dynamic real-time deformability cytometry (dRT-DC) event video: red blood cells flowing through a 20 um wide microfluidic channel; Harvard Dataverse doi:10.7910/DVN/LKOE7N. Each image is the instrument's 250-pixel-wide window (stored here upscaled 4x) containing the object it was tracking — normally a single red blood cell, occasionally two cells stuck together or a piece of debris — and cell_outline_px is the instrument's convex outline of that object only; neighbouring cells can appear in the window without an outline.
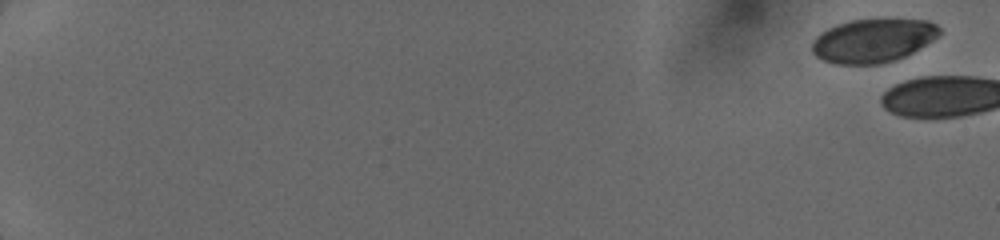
{"species": "human", "species_latin": "Homo sapiens", "temperature_condition": "cold", "stored_images_in_passage": 11, "camera_frame_rate_fps": 3000, "um_per_image_px": 0.085, "donor": {"sex": "female"}, "frame": {"image": 1, "passage_image": 1, "time_ms": 0.0, "image_size_px": [1000, 240], "cell_outline_px": [[940, 36], [912, 52], [896, 60], [880, 64], [836, 64], [824, 60], [816, 56], [812, 52], [812, 40], [820, 32], [836, 24], [852, 20], [880, 16], [884, 16], [928, 20], [936, 24], [940, 28]], "centroid_in_image_um": [74.23, 3.39], "position_along_channel_um": 10.8, "area_um2": 33.47}}